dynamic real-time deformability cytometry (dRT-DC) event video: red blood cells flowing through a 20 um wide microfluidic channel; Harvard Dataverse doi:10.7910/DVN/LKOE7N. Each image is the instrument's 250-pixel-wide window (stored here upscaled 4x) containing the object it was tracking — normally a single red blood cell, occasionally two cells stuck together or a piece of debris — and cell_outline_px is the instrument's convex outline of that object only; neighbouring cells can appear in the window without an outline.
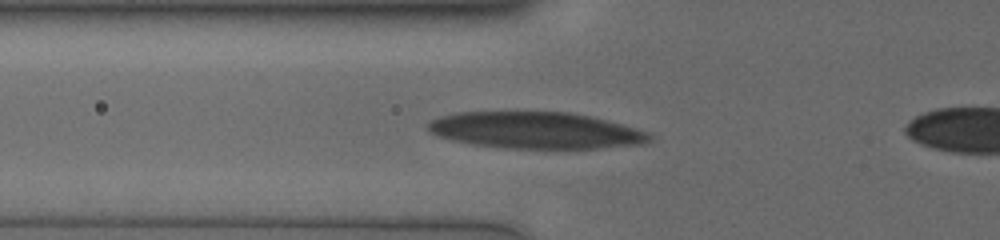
{"species": "human", "species_latin": "Homo sapiens", "temperature_condition": "cold", "stored_images_in_passage": 39, "camera_frame_rate_fps": 3000, "um_per_image_px": 0.085, "donor": {"sex": "male"}, "frame": {"image": 1, "passage_image": 9, "time_ms": 2.667, "image_size_px": [1000, 240], "cell_outline_px": [[652, 140], [644, 144], [596, 148], [504, 148], [472, 144], [452, 140], [440, 136], [432, 132], [428, 128], [428, 124], [432, 120], [440, 116], [456, 112], [568, 112], [588, 116], [620, 124], [648, 132], [652, 136]], "centroid_in_image_um": [45.53, 11.08], "position_along_channel_um": 80.3, "area_um2": 46.82}}
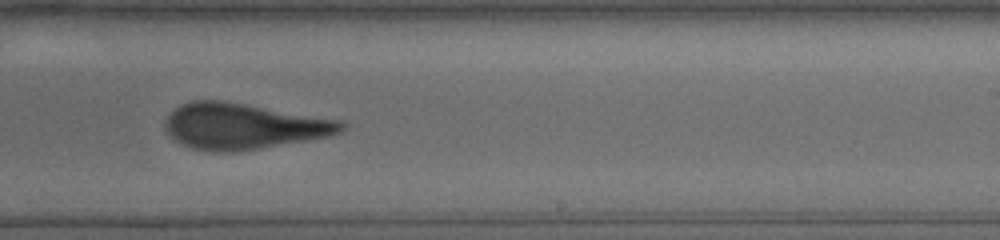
{"frame": {"image": 2, "passage_image": 24, "time_ms": 7.667, "image_size_px": [1000, 240], "cell_outline_px": [[348, 124], [340, 132], [328, 136], [260, 148], [232, 152], [212, 152], [192, 148], [180, 144], [164, 128], [164, 124], [168, 116], [180, 104], [192, 100], [220, 100], [344, 120]], "centroid_in_image_um": [20.69, 10.72], "position_along_channel_um": 268.3, "area_um2": 46.99}}
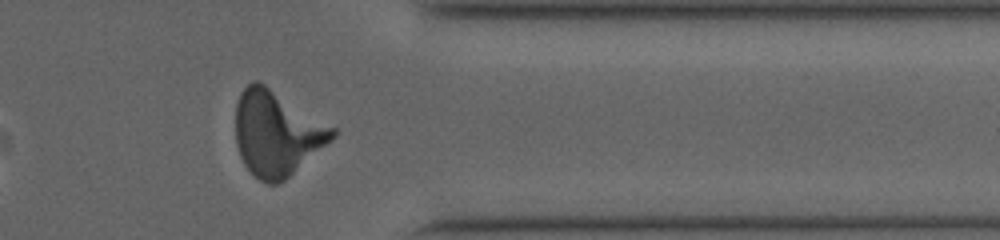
{"frame": {"image": 3, "passage_image": 34, "time_ms": 11.0, "image_size_px": [1000, 240], "cell_outline_px": [[336, 136], [332, 140], [284, 180], [276, 184], [268, 184], [260, 180], [244, 164], [240, 156], [236, 144], [236, 104], [240, 92], [252, 80], [256, 80], [264, 84], [336, 128]], "centroid_in_image_um": [23.51, 11.32], "position_along_channel_um": 387.9, "area_um2": 47.51}}